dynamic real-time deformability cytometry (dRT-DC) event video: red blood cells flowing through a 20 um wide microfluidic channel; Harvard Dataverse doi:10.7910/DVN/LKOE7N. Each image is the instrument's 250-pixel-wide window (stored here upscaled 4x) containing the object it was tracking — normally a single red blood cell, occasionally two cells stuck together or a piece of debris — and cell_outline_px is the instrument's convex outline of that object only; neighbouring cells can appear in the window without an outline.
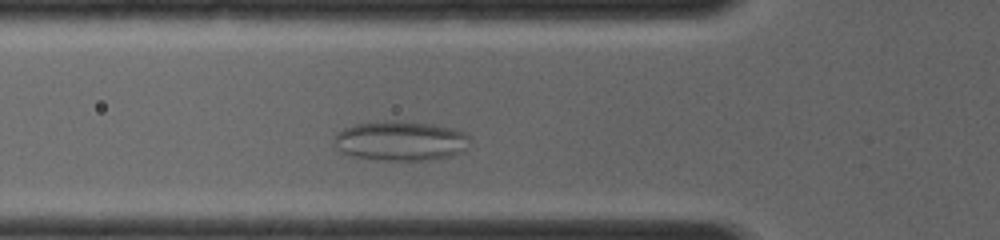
{"species": "common noctule bat (a hibernating species)", "species_latin": "Nyctalus noctula", "temperature_condition": "room temperature", "stored_images_in_passage": 6, "camera_frame_rate_fps": 4000, "um_per_image_px": 0.085, "animal": {"sex": "female", "body_mass_g": 19.0, "forearm_length_mm": 56.7}, "frame": {"image": 1, "passage_image": 4, "time_ms": 1.75, "image_size_px": [1000, 240], "cell_outline_px": [[468, 140], [464, 152], [448, 156], [420, 160], [384, 160], [352, 156], [336, 148], [332, 144], [332, 140], [336, 132], [344, 128], [356, 124], [432, 124], [452, 128], [464, 132], [468, 136]], "centroid_in_image_um": [34.02, 12.02], "position_along_channel_um": 91.8, "area_um2": 30.11}}